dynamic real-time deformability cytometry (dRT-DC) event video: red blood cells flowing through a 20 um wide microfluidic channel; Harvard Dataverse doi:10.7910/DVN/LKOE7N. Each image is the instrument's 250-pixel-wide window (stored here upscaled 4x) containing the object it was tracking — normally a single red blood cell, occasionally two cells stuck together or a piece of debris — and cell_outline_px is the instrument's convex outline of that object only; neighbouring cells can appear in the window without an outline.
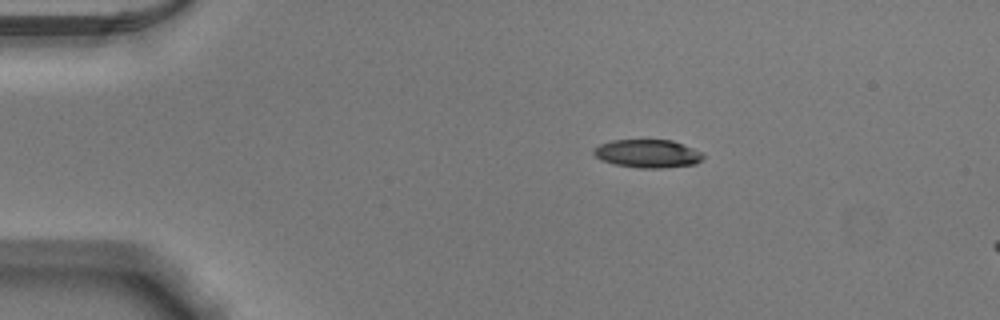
{"species": "Egyptian fruit bat (a non-hibernating species)", "species_latin": "Rousettus aegyptiacus", "temperature_condition": "warm", "stored_images_in_passage": 11, "camera_frame_rate_fps": 3000, "um_per_image_px": 0.085, "animal": {"sex": "male"}, "frame": {"image": 1, "passage_image": 4, "time_ms": 1.0, "image_size_px": [1000, 320], "cell_outline_px": [[704, 156], [696, 164], [660, 168], [640, 168], [616, 164], [600, 160], [592, 152], [592, 148], [600, 144], [612, 140], [672, 140], [692, 148], [700, 152]], "centroid_in_image_um": [55.01, 13.05], "position_along_channel_um": 30.0, "area_um2": 17.86}}